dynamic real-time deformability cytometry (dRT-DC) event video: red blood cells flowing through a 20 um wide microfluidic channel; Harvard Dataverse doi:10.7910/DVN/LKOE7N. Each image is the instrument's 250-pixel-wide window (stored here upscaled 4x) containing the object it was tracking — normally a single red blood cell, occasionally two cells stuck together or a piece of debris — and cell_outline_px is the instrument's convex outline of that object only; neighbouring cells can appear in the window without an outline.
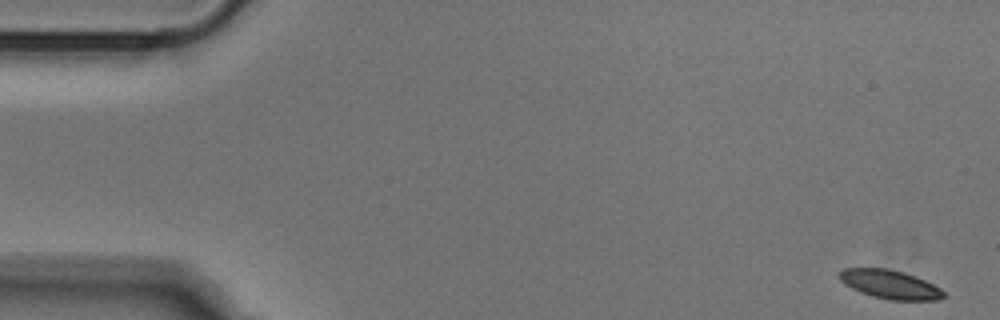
{"species": "Egyptian fruit bat (a non-hibernating species)", "species_latin": "Rousettus aegyptiacus", "temperature_condition": "cold", "stored_images_in_passage": 52, "camera_frame_rate_fps": 3000, "um_per_image_px": 0.085, "animal": {"sex": "male"}, "frame": {"image": 1, "passage_image": 1, "time_ms": 0.0, "image_size_px": [1000, 320], "cell_outline_px": [[944, 296], [940, 300], [888, 300], [872, 296], [860, 292], [844, 284], [836, 276], [836, 272], [844, 268], [888, 268], [904, 272], [916, 276], [940, 288], [944, 292]], "centroid_in_image_um": [75.59, 24.16], "position_along_channel_um": 9.4, "area_um2": 17.69}}
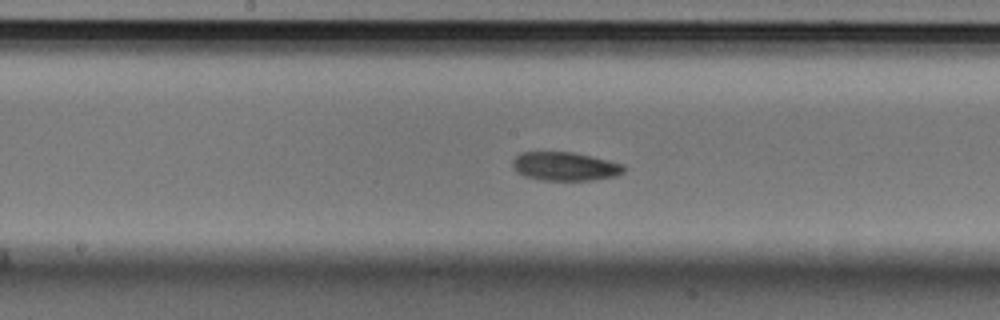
{"frame": {"image": 2, "passage_image": 26, "time_ms": 8.333, "image_size_px": [1000, 320], "cell_outline_px": [[624, 172], [616, 176], [592, 180], [540, 180], [524, 176], [516, 172], [512, 168], [512, 160], [520, 152], [572, 152], [592, 156], [624, 164]], "centroid_in_image_um": [48.0, 14.14], "position_along_channel_um": 200.2, "area_um2": 18.73}}
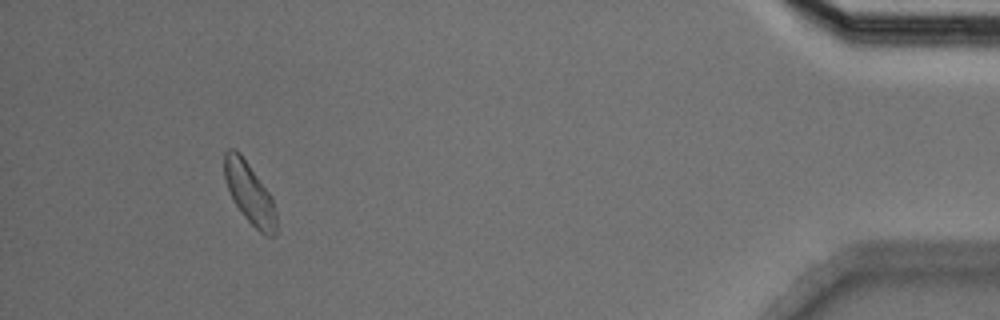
{"frame": {"image": 3, "passage_image": 48, "time_ms": 15.667, "image_size_px": [1000, 320], "cell_outline_px": [[276, 236], [268, 236], [260, 232], [244, 216], [236, 204], [228, 188], [224, 176], [224, 152], [228, 148], [232, 148], [240, 152], [268, 192], [272, 200], [276, 212]], "centroid_in_image_um": [21.2, 16.4], "position_along_channel_um": 414.0, "area_um2": 18.09}}